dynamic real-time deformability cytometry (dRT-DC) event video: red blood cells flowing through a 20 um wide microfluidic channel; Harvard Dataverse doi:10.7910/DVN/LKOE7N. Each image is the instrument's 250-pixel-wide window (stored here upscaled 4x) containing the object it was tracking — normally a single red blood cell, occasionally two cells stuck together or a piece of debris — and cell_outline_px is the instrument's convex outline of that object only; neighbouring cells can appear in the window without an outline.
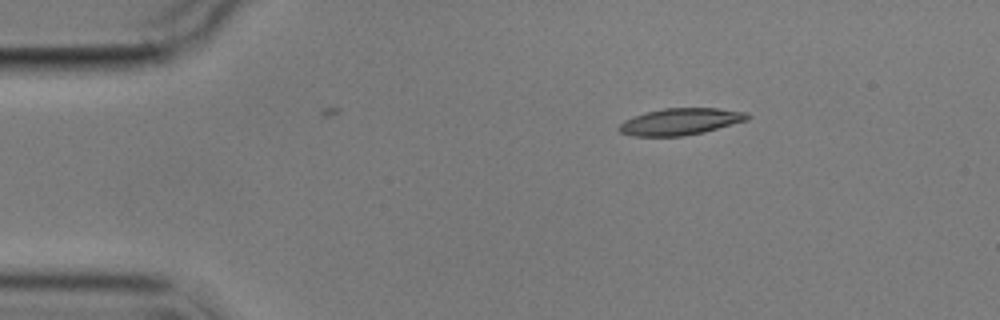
{"species": "common noctule bat (a hibernating species)", "species_latin": "Nyctalus noctula", "temperature_condition": "cold", "stored_images_in_passage": 4, "segment_of_instrument_passage": [1, 2], "camera_frame_rate_fps": 3000, "um_per_image_px": 0.085, "animal": {"sex": "male", "body_mass_g": 17.9}, "frame": {"image": 1, "passage_image": 1, "time_ms": 0.0, "image_size_px": [1000, 320], "cell_outline_px": [[752, 116], [748, 120], [704, 132], [684, 136], [632, 136], [620, 132], [616, 128], [624, 120], [648, 112], [664, 108], [716, 108], [748, 112]], "centroid_in_image_um": [57.87, 10.34], "position_along_channel_um": 27.1, "area_um2": 20.0}}